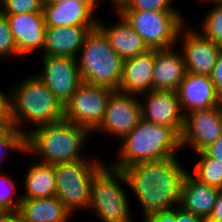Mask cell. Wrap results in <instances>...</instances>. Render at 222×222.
I'll use <instances>...</instances> for the list:
<instances>
[{"instance_id":"28","label":"cell","mask_w":222,"mask_h":222,"mask_svg":"<svg viewBox=\"0 0 222 222\" xmlns=\"http://www.w3.org/2000/svg\"><path fill=\"white\" fill-rule=\"evenodd\" d=\"M44 0H0V13L15 15L31 12H43Z\"/></svg>"},{"instance_id":"41","label":"cell","mask_w":222,"mask_h":222,"mask_svg":"<svg viewBox=\"0 0 222 222\" xmlns=\"http://www.w3.org/2000/svg\"><path fill=\"white\" fill-rule=\"evenodd\" d=\"M70 0H44L43 3H65ZM75 2L78 3H99V0H74Z\"/></svg>"},{"instance_id":"11","label":"cell","mask_w":222,"mask_h":222,"mask_svg":"<svg viewBox=\"0 0 222 222\" xmlns=\"http://www.w3.org/2000/svg\"><path fill=\"white\" fill-rule=\"evenodd\" d=\"M42 58V59H41ZM43 70L36 75L63 104L83 83L76 58L41 55Z\"/></svg>"},{"instance_id":"30","label":"cell","mask_w":222,"mask_h":222,"mask_svg":"<svg viewBox=\"0 0 222 222\" xmlns=\"http://www.w3.org/2000/svg\"><path fill=\"white\" fill-rule=\"evenodd\" d=\"M9 151L26 153V135L15 128L0 140V162L8 157Z\"/></svg>"},{"instance_id":"32","label":"cell","mask_w":222,"mask_h":222,"mask_svg":"<svg viewBox=\"0 0 222 222\" xmlns=\"http://www.w3.org/2000/svg\"><path fill=\"white\" fill-rule=\"evenodd\" d=\"M143 222H175V208L143 216Z\"/></svg>"},{"instance_id":"23","label":"cell","mask_w":222,"mask_h":222,"mask_svg":"<svg viewBox=\"0 0 222 222\" xmlns=\"http://www.w3.org/2000/svg\"><path fill=\"white\" fill-rule=\"evenodd\" d=\"M17 213L21 222H69L72 216L56 196L21 199Z\"/></svg>"},{"instance_id":"1","label":"cell","mask_w":222,"mask_h":222,"mask_svg":"<svg viewBox=\"0 0 222 222\" xmlns=\"http://www.w3.org/2000/svg\"><path fill=\"white\" fill-rule=\"evenodd\" d=\"M177 156L141 162L122 169L127 187L136 195L143 216L179 206L187 169Z\"/></svg>"},{"instance_id":"37","label":"cell","mask_w":222,"mask_h":222,"mask_svg":"<svg viewBox=\"0 0 222 222\" xmlns=\"http://www.w3.org/2000/svg\"><path fill=\"white\" fill-rule=\"evenodd\" d=\"M1 118H10L8 93L6 94L2 90H0V119Z\"/></svg>"},{"instance_id":"26","label":"cell","mask_w":222,"mask_h":222,"mask_svg":"<svg viewBox=\"0 0 222 222\" xmlns=\"http://www.w3.org/2000/svg\"><path fill=\"white\" fill-rule=\"evenodd\" d=\"M208 4L214 3L215 6L204 14L203 21L200 24L199 32L206 38L210 39L220 47H222V1H201ZM202 25V26H201Z\"/></svg>"},{"instance_id":"25","label":"cell","mask_w":222,"mask_h":222,"mask_svg":"<svg viewBox=\"0 0 222 222\" xmlns=\"http://www.w3.org/2000/svg\"><path fill=\"white\" fill-rule=\"evenodd\" d=\"M200 157L196 163L194 173L189 174L197 181L222 190V164L215 158L209 157L203 151L197 152Z\"/></svg>"},{"instance_id":"12","label":"cell","mask_w":222,"mask_h":222,"mask_svg":"<svg viewBox=\"0 0 222 222\" xmlns=\"http://www.w3.org/2000/svg\"><path fill=\"white\" fill-rule=\"evenodd\" d=\"M138 97L140 96L114 91L108 100L103 122L94 133L100 131L122 140L141 120Z\"/></svg>"},{"instance_id":"24","label":"cell","mask_w":222,"mask_h":222,"mask_svg":"<svg viewBox=\"0 0 222 222\" xmlns=\"http://www.w3.org/2000/svg\"><path fill=\"white\" fill-rule=\"evenodd\" d=\"M56 179L54 165L37 161L32 163L24 176V192L21 199L54 197Z\"/></svg>"},{"instance_id":"43","label":"cell","mask_w":222,"mask_h":222,"mask_svg":"<svg viewBox=\"0 0 222 222\" xmlns=\"http://www.w3.org/2000/svg\"><path fill=\"white\" fill-rule=\"evenodd\" d=\"M197 1H198V0H197ZM201 1H204V0H199V3H200ZM208 1H215V0H208Z\"/></svg>"},{"instance_id":"8","label":"cell","mask_w":222,"mask_h":222,"mask_svg":"<svg viewBox=\"0 0 222 222\" xmlns=\"http://www.w3.org/2000/svg\"><path fill=\"white\" fill-rule=\"evenodd\" d=\"M99 160L93 157L54 165L55 196L73 215L78 209H89L93 176L105 164V161Z\"/></svg>"},{"instance_id":"22","label":"cell","mask_w":222,"mask_h":222,"mask_svg":"<svg viewBox=\"0 0 222 222\" xmlns=\"http://www.w3.org/2000/svg\"><path fill=\"white\" fill-rule=\"evenodd\" d=\"M118 16V22H114L111 26L104 25L99 19L97 21V26L104 32L116 53L125 60L149 50L142 37L121 15L118 14Z\"/></svg>"},{"instance_id":"33","label":"cell","mask_w":222,"mask_h":222,"mask_svg":"<svg viewBox=\"0 0 222 222\" xmlns=\"http://www.w3.org/2000/svg\"><path fill=\"white\" fill-rule=\"evenodd\" d=\"M211 79L217 93L222 97V49L218 55L216 64L211 74Z\"/></svg>"},{"instance_id":"21","label":"cell","mask_w":222,"mask_h":222,"mask_svg":"<svg viewBox=\"0 0 222 222\" xmlns=\"http://www.w3.org/2000/svg\"><path fill=\"white\" fill-rule=\"evenodd\" d=\"M220 191L217 187L197 181L188 172L182 182L179 206L185 211L207 219Z\"/></svg>"},{"instance_id":"3","label":"cell","mask_w":222,"mask_h":222,"mask_svg":"<svg viewBox=\"0 0 222 222\" xmlns=\"http://www.w3.org/2000/svg\"><path fill=\"white\" fill-rule=\"evenodd\" d=\"M93 135L80 125L61 120L28 130L26 154L38 156L40 162L48 164L70 163L86 160L83 154L88 137Z\"/></svg>"},{"instance_id":"13","label":"cell","mask_w":222,"mask_h":222,"mask_svg":"<svg viewBox=\"0 0 222 222\" xmlns=\"http://www.w3.org/2000/svg\"><path fill=\"white\" fill-rule=\"evenodd\" d=\"M184 28L185 25L179 32L177 44L182 41V48L179 49H182L186 71L211 76L222 47L204 37L199 31Z\"/></svg>"},{"instance_id":"34","label":"cell","mask_w":222,"mask_h":222,"mask_svg":"<svg viewBox=\"0 0 222 222\" xmlns=\"http://www.w3.org/2000/svg\"><path fill=\"white\" fill-rule=\"evenodd\" d=\"M206 219L185 211L180 206L175 207V222H205Z\"/></svg>"},{"instance_id":"18","label":"cell","mask_w":222,"mask_h":222,"mask_svg":"<svg viewBox=\"0 0 222 222\" xmlns=\"http://www.w3.org/2000/svg\"><path fill=\"white\" fill-rule=\"evenodd\" d=\"M154 61L155 49H149L144 53L125 59L118 91L141 96V94L153 90Z\"/></svg>"},{"instance_id":"40","label":"cell","mask_w":222,"mask_h":222,"mask_svg":"<svg viewBox=\"0 0 222 222\" xmlns=\"http://www.w3.org/2000/svg\"><path fill=\"white\" fill-rule=\"evenodd\" d=\"M110 2L109 3H111L112 2V4L111 5H113L114 7V9H115V11L116 12H118L121 8H123L124 6H126L128 3H129V1L130 0H109ZM102 1L101 0H99V3H101Z\"/></svg>"},{"instance_id":"38","label":"cell","mask_w":222,"mask_h":222,"mask_svg":"<svg viewBox=\"0 0 222 222\" xmlns=\"http://www.w3.org/2000/svg\"><path fill=\"white\" fill-rule=\"evenodd\" d=\"M13 124L11 118L0 119V140L3 139L12 129Z\"/></svg>"},{"instance_id":"20","label":"cell","mask_w":222,"mask_h":222,"mask_svg":"<svg viewBox=\"0 0 222 222\" xmlns=\"http://www.w3.org/2000/svg\"><path fill=\"white\" fill-rule=\"evenodd\" d=\"M186 66L181 51L175 47L155 49L153 68V90L177 91L186 74Z\"/></svg>"},{"instance_id":"19","label":"cell","mask_w":222,"mask_h":222,"mask_svg":"<svg viewBox=\"0 0 222 222\" xmlns=\"http://www.w3.org/2000/svg\"><path fill=\"white\" fill-rule=\"evenodd\" d=\"M96 26L47 27L41 55L77 58L91 29Z\"/></svg>"},{"instance_id":"9","label":"cell","mask_w":222,"mask_h":222,"mask_svg":"<svg viewBox=\"0 0 222 222\" xmlns=\"http://www.w3.org/2000/svg\"><path fill=\"white\" fill-rule=\"evenodd\" d=\"M114 90L82 83L64 105V120L76 123L90 133L99 128Z\"/></svg>"},{"instance_id":"10","label":"cell","mask_w":222,"mask_h":222,"mask_svg":"<svg viewBox=\"0 0 222 222\" xmlns=\"http://www.w3.org/2000/svg\"><path fill=\"white\" fill-rule=\"evenodd\" d=\"M222 135V105L196 110L184 115L180 145L194 153L202 151Z\"/></svg>"},{"instance_id":"27","label":"cell","mask_w":222,"mask_h":222,"mask_svg":"<svg viewBox=\"0 0 222 222\" xmlns=\"http://www.w3.org/2000/svg\"><path fill=\"white\" fill-rule=\"evenodd\" d=\"M10 174L0 171V209L2 211L17 212L21 203V195L17 193L16 184ZM18 198V199H17ZM16 199V200H15Z\"/></svg>"},{"instance_id":"36","label":"cell","mask_w":222,"mask_h":222,"mask_svg":"<svg viewBox=\"0 0 222 222\" xmlns=\"http://www.w3.org/2000/svg\"><path fill=\"white\" fill-rule=\"evenodd\" d=\"M206 220L222 221V190L219 192L214 208Z\"/></svg>"},{"instance_id":"35","label":"cell","mask_w":222,"mask_h":222,"mask_svg":"<svg viewBox=\"0 0 222 222\" xmlns=\"http://www.w3.org/2000/svg\"><path fill=\"white\" fill-rule=\"evenodd\" d=\"M209 157L215 158L222 164V135L217 141L202 150Z\"/></svg>"},{"instance_id":"39","label":"cell","mask_w":222,"mask_h":222,"mask_svg":"<svg viewBox=\"0 0 222 222\" xmlns=\"http://www.w3.org/2000/svg\"><path fill=\"white\" fill-rule=\"evenodd\" d=\"M0 222H21L17 212L2 211L0 213Z\"/></svg>"},{"instance_id":"31","label":"cell","mask_w":222,"mask_h":222,"mask_svg":"<svg viewBox=\"0 0 222 222\" xmlns=\"http://www.w3.org/2000/svg\"><path fill=\"white\" fill-rule=\"evenodd\" d=\"M173 0H130L120 10H151V11H178L171 4Z\"/></svg>"},{"instance_id":"15","label":"cell","mask_w":222,"mask_h":222,"mask_svg":"<svg viewBox=\"0 0 222 222\" xmlns=\"http://www.w3.org/2000/svg\"><path fill=\"white\" fill-rule=\"evenodd\" d=\"M183 115L222 105L211 76L186 72L177 89Z\"/></svg>"},{"instance_id":"16","label":"cell","mask_w":222,"mask_h":222,"mask_svg":"<svg viewBox=\"0 0 222 222\" xmlns=\"http://www.w3.org/2000/svg\"><path fill=\"white\" fill-rule=\"evenodd\" d=\"M17 52L23 57L33 51H42L46 24L43 12L6 15Z\"/></svg>"},{"instance_id":"14","label":"cell","mask_w":222,"mask_h":222,"mask_svg":"<svg viewBox=\"0 0 222 222\" xmlns=\"http://www.w3.org/2000/svg\"><path fill=\"white\" fill-rule=\"evenodd\" d=\"M141 119L171 128L179 137L184 125V115L180 108L176 91L151 90L141 94Z\"/></svg>"},{"instance_id":"29","label":"cell","mask_w":222,"mask_h":222,"mask_svg":"<svg viewBox=\"0 0 222 222\" xmlns=\"http://www.w3.org/2000/svg\"><path fill=\"white\" fill-rule=\"evenodd\" d=\"M22 57L15 47L13 35L6 15L0 13V59L9 57Z\"/></svg>"},{"instance_id":"5","label":"cell","mask_w":222,"mask_h":222,"mask_svg":"<svg viewBox=\"0 0 222 222\" xmlns=\"http://www.w3.org/2000/svg\"><path fill=\"white\" fill-rule=\"evenodd\" d=\"M76 59L83 83L118 91L124 60L98 26L88 33Z\"/></svg>"},{"instance_id":"2","label":"cell","mask_w":222,"mask_h":222,"mask_svg":"<svg viewBox=\"0 0 222 222\" xmlns=\"http://www.w3.org/2000/svg\"><path fill=\"white\" fill-rule=\"evenodd\" d=\"M19 82L8 91L9 116L15 129L27 135L25 124L36 128L64 120V105L37 75Z\"/></svg>"},{"instance_id":"4","label":"cell","mask_w":222,"mask_h":222,"mask_svg":"<svg viewBox=\"0 0 222 222\" xmlns=\"http://www.w3.org/2000/svg\"><path fill=\"white\" fill-rule=\"evenodd\" d=\"M120 141L116 160L108 162L119 170L141 162L174 157L181 150L180 137L171 128L143 119Z\"/></svg>"},{"instance_id":"7","label":"cell","mask_w":222,"mask_h":222,"mask_svg":"<svg viewBox=\"0 0 222 222\" xmlns=\"http://www.w3.org/2000/svg\"><path fill=\"white\" fill-rule=\"evenodd\" d=\"M115 13L127 21L149 49L176 47L179 32L186 25L180 11L119 10Z\"/></svg>"},{"instance_id":"42","label":"cell","mask_w":222,"mask_h":222,"mask_svg":"<svg viewBox=\"0 0 222 222\" xmlns=\"http://www.w3.org/2000/svg\"><path fill=\"white\" fill-rule=\"evenodd\" d=\"M205 222H222V221H216V220H205Z\"/></svg>"},{"instance_id":"17","label":"cell","mask_w":222,"mask_h":222,"mask_svg":"<svg viewBox=\"0 0 222 222\" xmlns=\"http://www.w3.org/2000/svg\"><path fill=\"white\" fill-rule=\"evenodd\" d=\"M97 5L99 3H43L46 27L97 26Z\"/></svg>"},{"instance_id":"6","label":"cell","mask_w":222,"mask_h":222,"mask_svg":"<svg viewBox=\"0 0 222 222\" xmlns=\"http://www.w3.org/2000/svg\"><path fill=\"white\" fill-rule=\"evenodd\" d=\"M121 170L105 163L93 176L89 209L102 222H134Z\"/></svg>"}]
</instances>
